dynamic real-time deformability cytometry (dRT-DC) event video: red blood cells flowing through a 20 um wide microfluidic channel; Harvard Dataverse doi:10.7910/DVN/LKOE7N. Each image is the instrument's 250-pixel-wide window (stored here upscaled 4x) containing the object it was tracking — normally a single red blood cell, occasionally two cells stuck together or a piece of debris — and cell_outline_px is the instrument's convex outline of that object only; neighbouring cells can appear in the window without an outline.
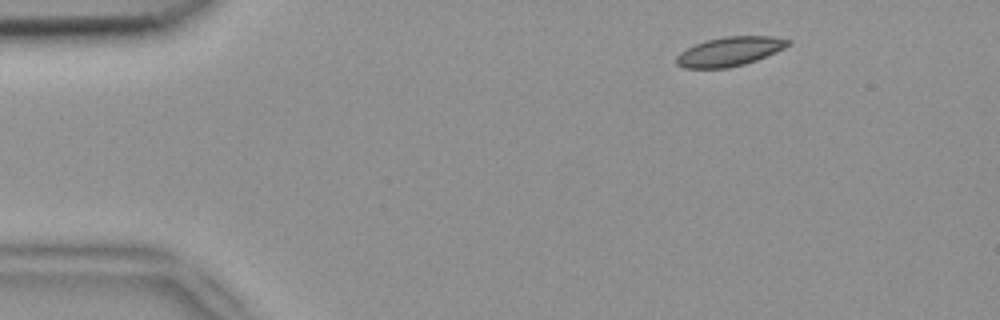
{"species": "common noctule bat (a hibernating species)", "species_latin": "Nyctalus noctula", "temperature_condition": "room temperature", "stored_images_in_passage": 4, "camera_frame_rate_fps": 3000, "um_per_image_px": 0.085, "animal": {"sex": "female", "body_mass_g": 18.4}, "frame": {"image": 1, "passage_image": 1, "time_ms": 0.0, "image_size_px": [1000, 320], "cell_outline_px": [[792, 44], [776, 52], [756, 60], [744, 64], [728, 68], [684, 68], [676, 64], [676, 56], [680, 52], [704, 40], [724, 36], [772, 36], [792, 40]], "centroid_in_image_um": [62.04, 4.37], "position_along_channel_um": 23.0, "area_um2": 19.07}}
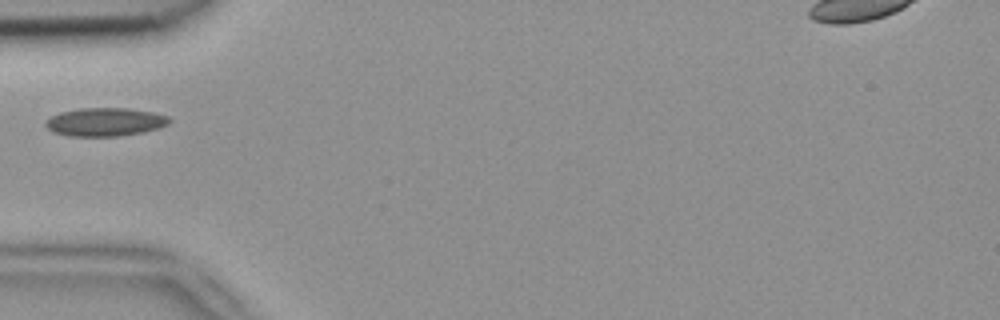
{"frame": {"image": 2, "passage_image": 4, "time_ms": 1.0, "image_size_px": [1000, 320], "cell_outline_px": [[172, 120], [168, 124], [160, 128], [140, 132], [116, 136], [68, 136], [56, 132], [48, 128], [44, 124], [44, 120], [60, 112], [80, 108], [128, 108], [152, 112], [168, 116]], "centroid_in_image_um": [8.93, 10.36], "position_along_channel_um": 76.1, "area_um2": 20.35}}